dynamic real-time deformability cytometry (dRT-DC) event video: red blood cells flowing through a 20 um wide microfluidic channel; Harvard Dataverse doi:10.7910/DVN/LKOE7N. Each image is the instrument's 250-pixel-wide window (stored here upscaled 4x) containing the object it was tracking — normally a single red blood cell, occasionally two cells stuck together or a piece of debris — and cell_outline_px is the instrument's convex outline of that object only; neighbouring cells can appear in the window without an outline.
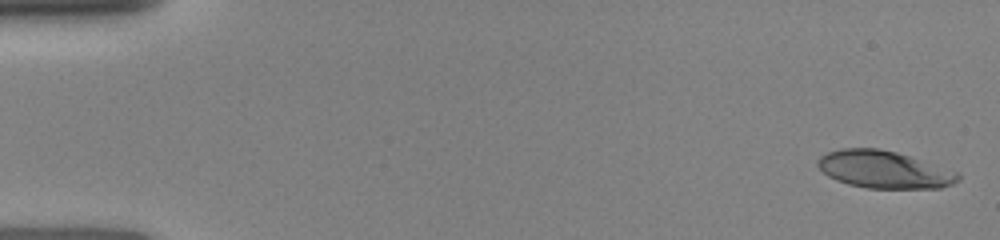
{"species": "human", "species_latin": "Homo sapiens", "temperature_condition": "room temperature", "stored_images_in_passage": 17, "camera_frame_rate_fps": 3000, "um_per_image_px": 0.085, "donor": {"sex": "female"}, "frame": {"image": 1, "passage_image": 1, "time_ms": 0.0, "image_size_px": [1000, 240], "cell_outline_px": [[960, 180], [952, 184], [940, 188], [868, 188], [848, 184], [836, 180], [828, 176], [816, 164], [816, 160], [820, 156], [828, 152], [840, 148], [880, 148], [896, 152], [960, 172]], "centroid_in_image_um": [75.15, 14.41], "position_along_channel_um": 9.9, "area_um2": 30.63}}
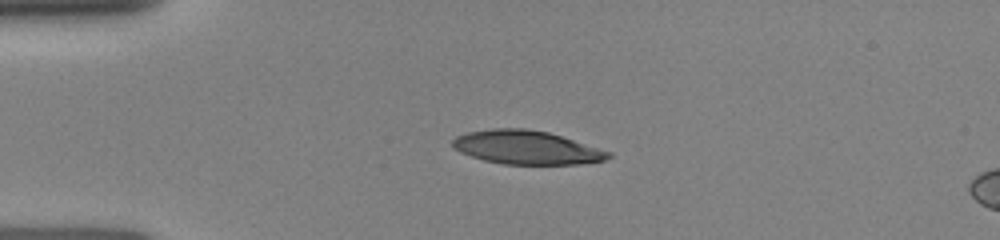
{"frame": {"image": 2, "passage_image": 10, "time_ms": 3.333, "image_size_px": [1000, 240], "cell_outline_px": [[612, 156], [604, 160], [580, 164], [504, 164], [484, 160], [460, 152], [452, 148], [452, 140], [456, 136], [468, 132], [492, 128], [528, 128], [548, 132], [612, 152]], "centroid_in_image_um": [44.74, 12.53], "position_along_channel_um": 40.3, "area_um2": 30.52}}